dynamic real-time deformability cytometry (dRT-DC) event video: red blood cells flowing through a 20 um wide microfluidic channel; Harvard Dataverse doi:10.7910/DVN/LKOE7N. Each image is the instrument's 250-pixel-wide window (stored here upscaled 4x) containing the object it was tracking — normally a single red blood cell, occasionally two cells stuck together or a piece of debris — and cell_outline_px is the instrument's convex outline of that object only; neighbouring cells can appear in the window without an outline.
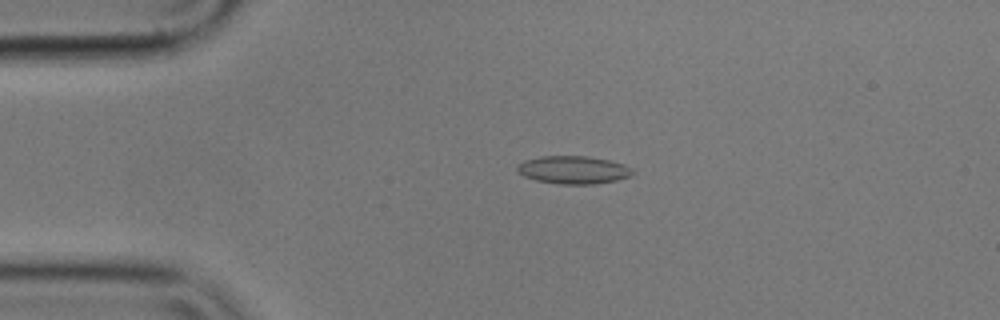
{"species": "common noctule bat (a hibernating species)", "species_latin": "Nyctalus noctula", "temperature_condition": "cold", "stored_images_in_passage": 55, "camera_frame_rate_fps": 3000, "um_per_image_px": 0.085, "animal": {"sex": "male", "body_mass_g": 17.9}, "frame": {"image": 1, "passage_image": 11, "time_ms": 3.333, "image_size_px": [1000, 320], "cell_outline_px": [[636, 172], [632, 176], [616, 180], [596, 184], [560, 184], [536, 180], [524, 176], [516, 172], [516, 168], [524, 160], [540, 156], [584, 156], [608, 160], [624, 164], [632, 168]], "centroid_in_image_um": [48.75, 14.44], "position_along_channel_um": 36.2, "area_um2": 18.84}}
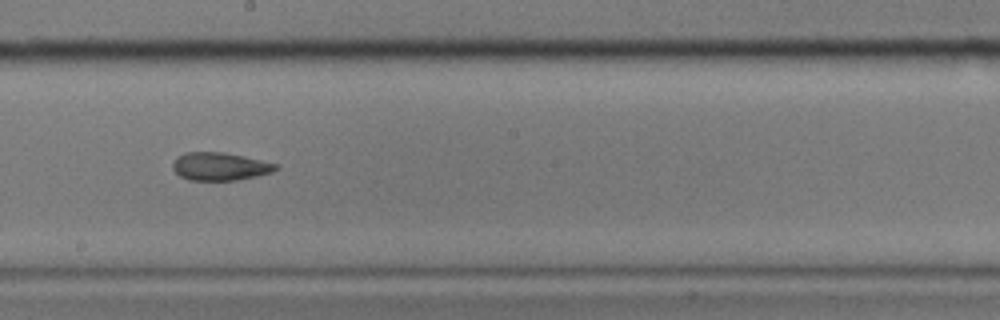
{"frame": {"image": 2, "passage_image": 30, "time_ms": 9.667, "image_size_px": [1000, 320], "cell_outline_px": [[280, 168], [272, 172], [256, 176], [236, 180], [188, 180], [180, 176], [172, 168], [172, 164], [176, 156], [184, 152], [224, 152], [244, 156], [276, 164]], "centroid_in_image_um": [18.66, 14.14], "position_along_channel_um": 229.5, "area_um2": 16.82}}
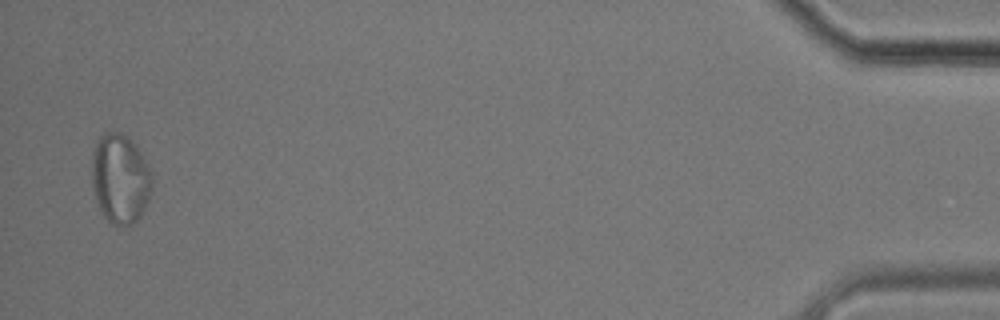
{"frame": {"image": 3, "passage_image": 54, "time_ms": 17.667, "image_size_px": [1000, 320], "cell_outline_px": [[152, 188], [148, 200], [140, 216], [132, 224], [112, 224], [100, 212], [92, 188], [92, 156], [96, 144], [100, 136], [104, 132], [112, 128], [128, 136], [136, 144], [148, 164], [152, 172]], "centroid_in_image_um": [10.22, 15.13], "position_along_channel_um": 425.0, "area_um2": 31.85}, "authors_computed_cell_mechanics": {"area_um2": 17.8024, "velocity_mm_per_s": 3.5265, "shape_relaxation_time_tau1_ms": null, "shape_relaxation_time_tau2_ms": 3.7786, "deformation_change_tau1": null, "deformation_change_tau2": 0.0951}}